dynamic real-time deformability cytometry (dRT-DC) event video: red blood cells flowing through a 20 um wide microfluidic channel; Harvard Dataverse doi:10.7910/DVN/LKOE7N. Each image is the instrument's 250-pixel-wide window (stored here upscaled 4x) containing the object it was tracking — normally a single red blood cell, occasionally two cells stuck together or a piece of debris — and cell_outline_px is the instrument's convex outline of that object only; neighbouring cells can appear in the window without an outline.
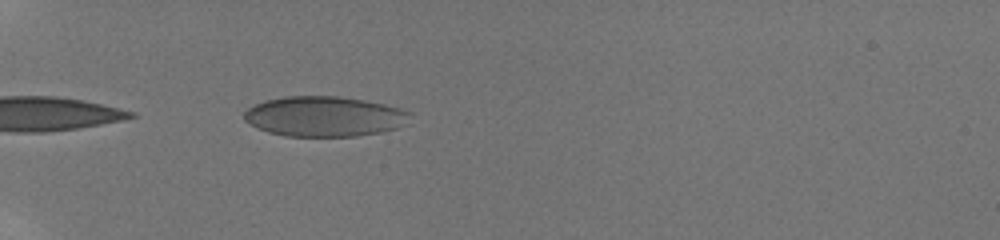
{"species": "human", "species_latin": "Homo sapiens", "temperature_condition": "room temperature", "stored_images_in_passage": 22, "camera_frame_rate_fps": 3000, "um_per_image_px": 0.085, "donor": {"sex": "male"}, "frame": {"image": 1, "passage_image": 1, "time_ms": 0.0, "image_size_px": [1000, 240], "cell_outline_px": [[412, 112], [408, 124], [396, 128], [380, 132], [356, 136], [284, 136], [268, 132], [244, 120], [244, 112], [248, 108], [264, 100], [284, 96], [340, 96], [364, 100], [384, 104], [400, 108]], "centroid_in_image_um": [27.61, 9.89], "position_along_channel_um": 57.4, "area_um2": 38.96}}
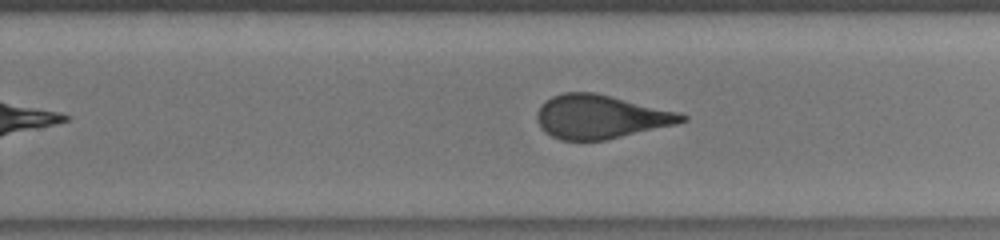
{"frame": {"image": 2, "passage_image": 14, "time_ms": 6.333, "image_size_px": [1000, 240], "cell_outline_px": [[688, 120], [676, 124], [604, 140], [560, 140], [544, 132], [540, 128], [536, 120], [536, 112], [540, 104], [544, 100], [552, 96], [564, 92], [596, 92], [680, 112], [688, 116]], "centroid_in_image_um": [51.01, 9.91], "position_along_channel_um": 278.8, "area_um2": 37.17}}
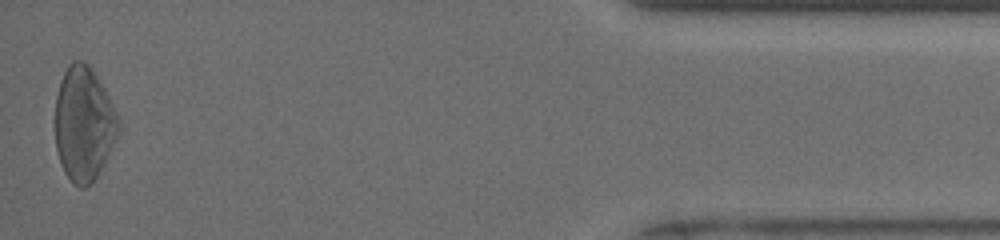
{"frame": {"image": 3, "passage_image": 22, "time_ms": 11.667, "image_size_px": [1000, 240], "cell_outline_px": [[120, 128], [108, 156], [104, 164], [96, 176], [84, 188], [80, 188], [72, 184], [64, 172], [60, 164], [56, 148], [56, 96], [60, 80], [68, 64], [72, 60], [84, 60], [92, 68], [100, 80], [120, 120]], "centroid_in_image_um": [7.12, 10.51], "position_along_channel_um": 428.1, "area_um2": 42.25}, "authors_computed_cell_mechanics": {"area_um2": 37.5122, "velocity_mm_per_s": 3.9416, "shape_relaxation_time_tau1_ms": 7.5949, "shape_relaxation_time_tau2_ms": null, "deformation_change_tau1": 0.1721, "deformation_change_tau2": null}}